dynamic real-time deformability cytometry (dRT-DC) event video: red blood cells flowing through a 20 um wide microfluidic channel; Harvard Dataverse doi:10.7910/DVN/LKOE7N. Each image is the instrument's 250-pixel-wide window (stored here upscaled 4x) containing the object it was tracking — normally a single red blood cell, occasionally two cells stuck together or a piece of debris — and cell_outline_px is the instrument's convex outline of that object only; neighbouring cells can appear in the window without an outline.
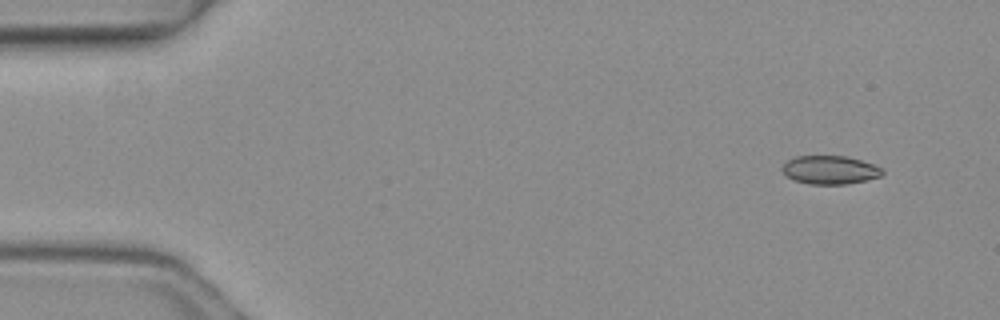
{"species": "common noctule bat (a hibernating species)", "species_latin": "Nyctalus noctula", "temperature_condition": "warm", "stored_images_in_passage": 4, "camera_frame_rate_fps": 3000, "um_per_image_px": 0.085, "animal": {"sex": "female", "body_mass_g": 19.3, "forearm_length_mm": 54.1}, "frame": {"image": 1, "passage_image": 1, "time_ms": 0.0, "image_size_px": [1000, 320], "cell_outline_px": [[884, 172], [880, 176], [848, 184], [808, 184], [796, 180], [788, 176], [780, 168], [788, 160], [796, 156], [844, 156], [860, 160], [884, 168]], "centroid_in_image_um": [70.55, 14.44], "position_along_channel_um": 14.4, "area_um2": 16.42}}
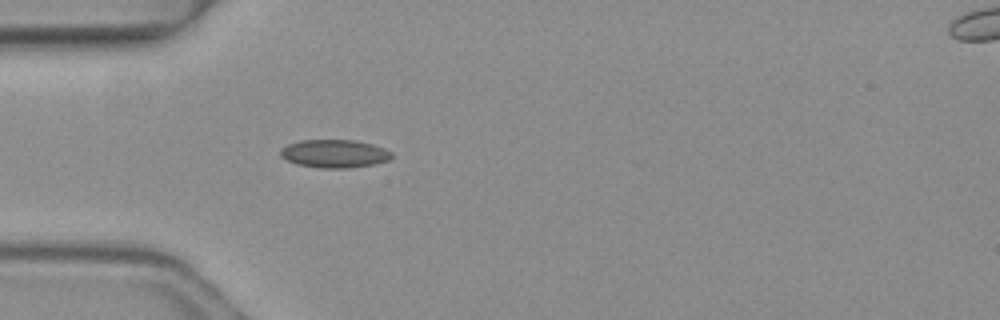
{"frame": {"image": 2, "passage_image": 4, "time_ms": 1.0, "image_size_px": [1000, 320], "cell_outline_px": [[392, 156], [388, 160], [372, 164], [348, 168], [320, 168], [296, 164], [280, 156], [280, 148], [288, 144], [300, 140], [356, 140], [372, 144], [384, 148], [392, 152]], "centroid_in_image_um": [28.4, 13.05], "position_along_channel_um": 56.6, "area_um2": 18.21}}